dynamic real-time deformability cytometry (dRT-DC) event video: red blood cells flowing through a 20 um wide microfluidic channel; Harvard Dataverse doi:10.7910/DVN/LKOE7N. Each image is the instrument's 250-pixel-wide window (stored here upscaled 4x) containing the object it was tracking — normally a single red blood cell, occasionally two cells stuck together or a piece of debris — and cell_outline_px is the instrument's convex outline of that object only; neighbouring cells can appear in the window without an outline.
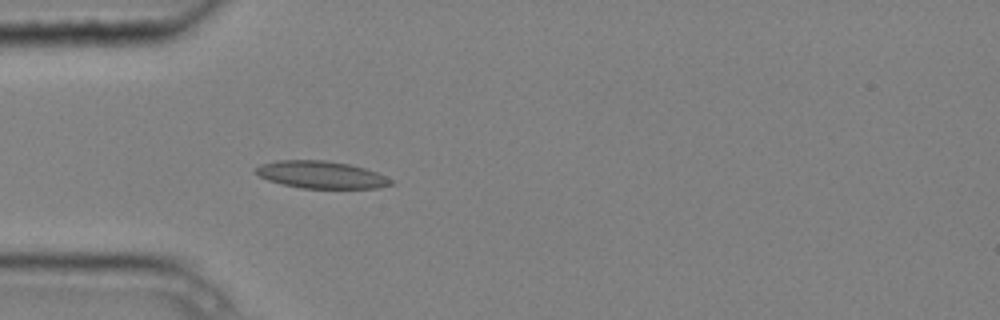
{"species": "common noctule bat (a hibernating species)", "species_latin": "Nyctalus noctula", "temperature_condition": "cold", "stored_images_in_passage": 3, "camera_frame_rate_fps": 3000, "um_per_image_px": 0.085, "animal": {"sex": "male", "body_mass_g": 20.4}, "frame": {"image": 1, "passage_image": 3, "time_ms": 0.667, "image_size_px": [1000, 320], "cell_outline_px": [[396, 184], [380, 188], [300, 188], [268, 180], [252, 172], [260, 164], [276, 160], [324, 160], [348, 164], [364, 168], [376, 172], [392, 180]], "centroid_in_image_um": [27.29, 14.85], "position_along_channel_um": 57.7, "area_um2": 21.5}}